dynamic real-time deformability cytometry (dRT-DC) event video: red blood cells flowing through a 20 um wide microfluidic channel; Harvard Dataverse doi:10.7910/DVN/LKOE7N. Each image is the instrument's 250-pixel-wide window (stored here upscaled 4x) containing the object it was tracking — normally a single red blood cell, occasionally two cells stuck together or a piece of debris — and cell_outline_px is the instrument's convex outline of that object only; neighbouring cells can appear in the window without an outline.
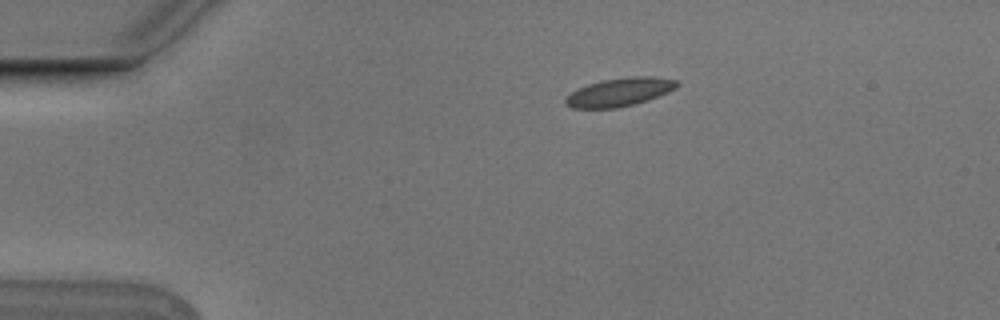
{"species": "Egyptian fruit bat (a non-hibernating species)", "species_latin": "Rousettus aegyptiacus", "temperature_condition": "cold", "stored_images_in_passage": 45, "camera_frame_rate_fps": 3000, "um_per_image_px": 0.085, "animal": {"sex": "male"}, "frame": {"image": 1, "passage_image": 1, "time_ms": 0.0, "image_size_px": [1000, 320], "cell_outline_px": [[680, 84], [676, 88], [668, 92], [648, 100], [616, 108], [572, 108], [564, 104], [564, 100], [572, 92], [588, 84], [600, 80], [628, 76], [652, 76], [676, 80]], "centroid_in_image_um": [52.67, 7.82], "position_along_channel_um": 32.3, "area_um2": 18.38}}
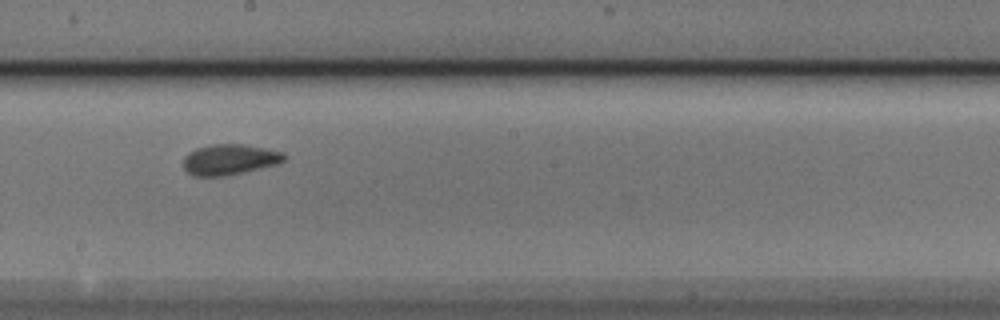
{"frame": {"image": 2, "passage_image": 21, "time_ms": 6.667, "image_size_px": [1000, 320], "cell_outline_px": [[288, 156], [284, 160], [276, 164], [224, 176], [192, 176], [184, 168], [184, 156], [188, 152], [196, 148], [208, 144], [244, 144], [284, 152]], "centroid_in_image_um": [19.49, 13.54], "position_along_channel_um": 228.7, "area_um2": 17.98}}
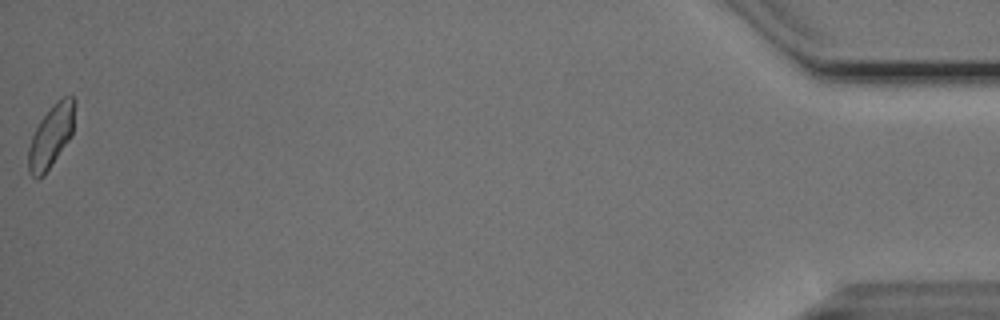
{"frame": {"image": 3, "passage_image": 45, "time_ms": 14.667, "image_size_px": [1000, 320], "cell_outline_px": [[76, 104], [72, 136], [44, 176], [36, 180], [28, 172], [28, 148], [32, 136], [40, 120], [56, 100], [64, 96], [72, 96], [76, 100]], "centroid_in_image_um": [4.35, 11.58], "position_along_channel_um": 430.8, "area_um2": 17.22}, "authors_computed_cell_mechanics": {"area_um2": 17.5712, "velocity_mm_per_s": 3.7373, "shape_relaxation_time_tau1_ms": 3.0016, "shape_relaxation_time_tau2_ms": 0.8935, "deformation_change_tau1": 0.0993, "deformation_change_tau2": 0.045}}